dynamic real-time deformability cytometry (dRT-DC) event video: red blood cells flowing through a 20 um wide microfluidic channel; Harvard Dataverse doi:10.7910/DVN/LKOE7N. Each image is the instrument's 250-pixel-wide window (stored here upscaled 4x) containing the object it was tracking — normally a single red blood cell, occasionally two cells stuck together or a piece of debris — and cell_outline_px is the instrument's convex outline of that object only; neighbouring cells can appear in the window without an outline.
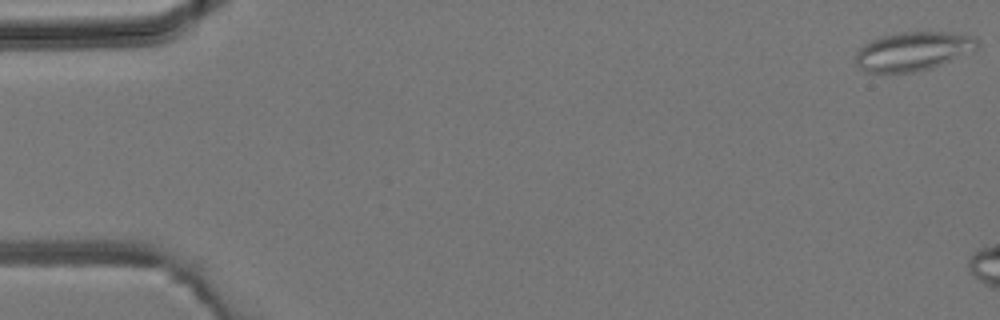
{"species": "common noctule bat (a hibernating species)", "species_latin": "Nyctalus noctula", "temperature_condition": "room temperature", "stored_images_in_passage": 10, "camera_frame_rate_fps": 3000, "um_per_image_px": 0.085, "animal": {"sex": "male", "body_mass_g": 19.2, "forearm_length_mm": 51.8}, "frame": {"image": 1, "passage_image": 1, "time_ms": 0.0, "image_size_px": [1000, 320], "cell_outline_px": [[980, 48], [932, 68], [912, 72], [864, 72], [856, 64], [856, 52], [864, 44], [880, 36], [900, 32], [948, 32], [976, 36], [980, 40]], "centroid_in_image_um": [77.65, 4.34], "position_along_channel_um": 7.3, "area_um2": 27.74}}